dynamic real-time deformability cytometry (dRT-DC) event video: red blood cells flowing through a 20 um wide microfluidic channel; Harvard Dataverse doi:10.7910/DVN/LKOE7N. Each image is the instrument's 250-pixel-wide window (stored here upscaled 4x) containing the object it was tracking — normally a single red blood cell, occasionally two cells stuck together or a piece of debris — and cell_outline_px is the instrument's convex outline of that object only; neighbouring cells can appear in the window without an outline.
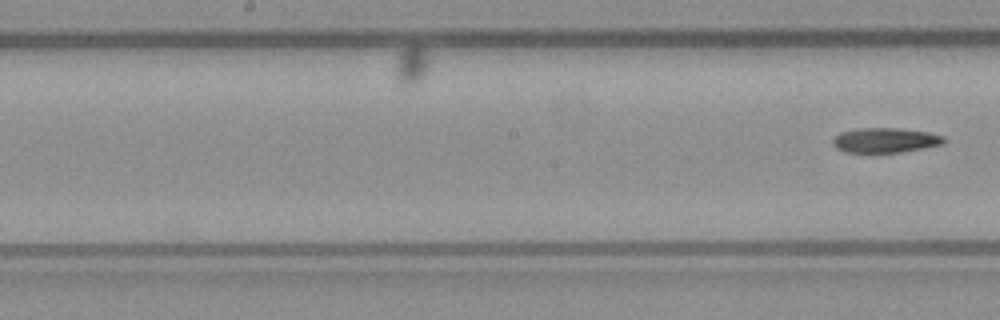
{"species": "common noctule bat (a hibernating species)", "species_latin": "Nyctalus noctula", "temperature_condition": "warm", "stored_images_in_passage": 29, "camera_frame_rate_fps": 3000, "um_per_image_px": 0.085, "animal": {"sex": "male", "body_mass_g": 23.1, "forearm_length_mm": 52.7}, "frame": {"image": 1, "passage_image": 29, "time_ms": 9.333, "image_size_px": [1000, 320], "cell_outline_px": [[944, 144], [924, 148], [900, 152], [844, 152], [836, 148], [832, 144], [832, 140], [840, 132], [856, 128], [900, 128], [928, 132], [944, 136]], "centroid_in_image_um": [75.23, 11.91], "position_along_channel_um": 173.0, "area_um2": 16.13}}